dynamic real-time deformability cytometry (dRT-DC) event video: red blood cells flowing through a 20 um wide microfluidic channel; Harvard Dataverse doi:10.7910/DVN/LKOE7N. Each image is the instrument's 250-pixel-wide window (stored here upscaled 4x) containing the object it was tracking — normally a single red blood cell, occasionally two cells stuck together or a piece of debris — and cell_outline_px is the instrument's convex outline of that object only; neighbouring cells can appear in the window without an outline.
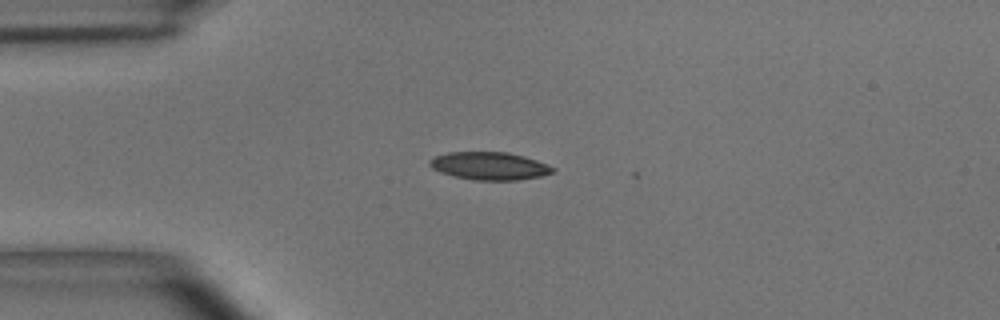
{"species": "common noctule bat (a hibernating species)", "species_latin": "Nyctalus noctula", "temperature_condition": "room temperature", "stored_images_in_passage": 16, "camera_frame_rate_fps": 3000, "um_per_image_px": 0.085, "animal": {"sex": "male", "body_mass_g": 15.6}, "frame": {"image": 1, "passage_image": 1, "time_ms": 0.0, "image_size_px": [1000, 320], "cell_outline_px": [[556, 172], [540, 176], [516, 180], [472, 180], [452, 176], [440, 172], [432, 168], [428, 164], [428, 160], [436, 156], [448, 152], [508, 152], [524, 156], [548, 164], [556, 168]], "centroid_in_image_um": [41.61, 14.1], "position_along_channel_um": 43.4, "area_um2": 20.11}}
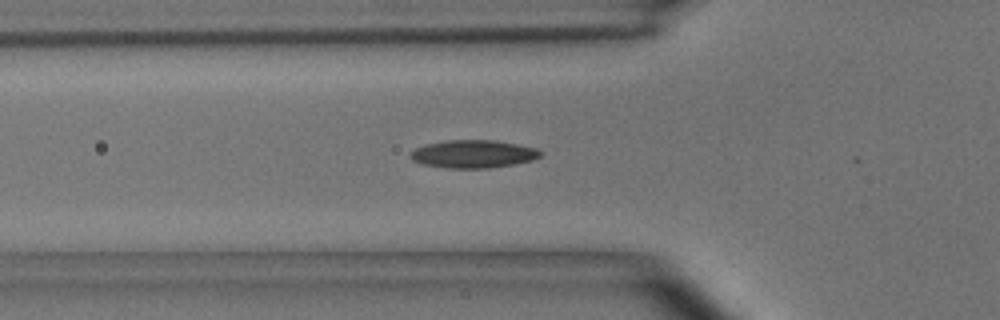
{"frame": {"image": 2, "passage_image": 6, "time_ms": 1.667, "image_size_px": [1000, 320], "cell_outline_px": [[544, 156], [532, 160], [512, 164], [488, 168], [444, 168], [424, 164], [412, 160], [408, 156], [408, 152], [416, 148], [428, 144], [448, 140], [496, 140], [536, 148], [544, 152]], "centroid_in_image_um": [40.24, 13.09], "position_along_channel_um": 85.6, "area_um2": 21.21}}